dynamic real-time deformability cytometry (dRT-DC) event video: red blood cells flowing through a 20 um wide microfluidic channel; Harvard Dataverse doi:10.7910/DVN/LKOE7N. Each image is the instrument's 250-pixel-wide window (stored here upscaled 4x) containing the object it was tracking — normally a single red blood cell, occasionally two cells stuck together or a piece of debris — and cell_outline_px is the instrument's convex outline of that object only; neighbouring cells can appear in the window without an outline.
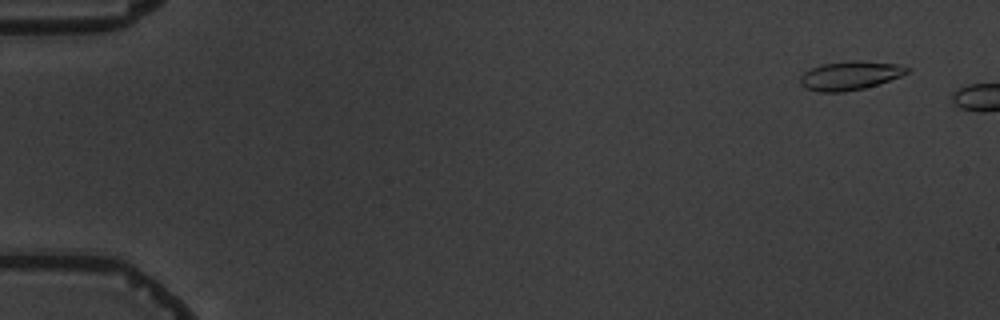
{"species": "common noctule bat (a hibernating species)", "species_latin": "Nyctalus noctula", "temperature_condition": "warm", "stored_images_in_passage": 5, "camera_frame_rate_fps": 3000, "um_per_image_px": 0.085, "animal": {"sex": "male", "body_mass_g": 19.5, "forearm_length_mm": 54.6}, "frame": {"image": 1, "passage_image": 5, "time_ms": 4.667, "image_size_px": [1000, 320], "cell_outline_px": [[908, 72], [900, 76], [880, 84], [864, 88], [844, 92], [820, 92], [804, 88], [800, 84], [800, 76], [804, 72], [812, 68], [824, 64], [852, 60], [896, 64], [908, 68]], "centroid_in_image_um": [72.21, 6.44], "position_along_channel_um": 12.8, "area_um2": 17.74}}